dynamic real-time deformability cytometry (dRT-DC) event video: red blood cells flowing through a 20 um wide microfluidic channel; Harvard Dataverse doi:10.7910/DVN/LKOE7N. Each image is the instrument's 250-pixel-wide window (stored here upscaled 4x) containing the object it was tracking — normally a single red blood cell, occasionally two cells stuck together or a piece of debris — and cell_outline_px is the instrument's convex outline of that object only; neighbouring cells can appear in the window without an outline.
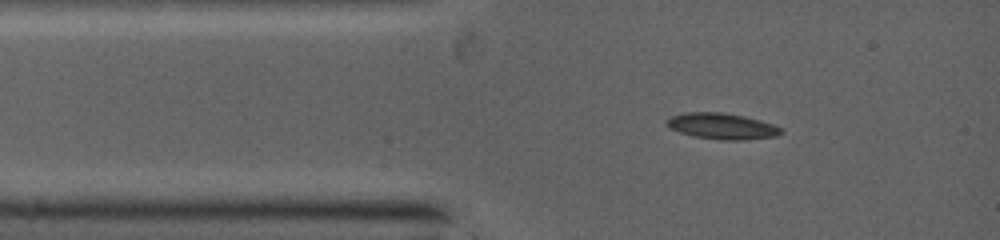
{"species": "common noctule bat (a hibernating species)", "species_latin": "Nyctalus noctula", "temperature_condition": "warm", "stored_images_in_passage": 2, "camera_frame_rate_fps": 5000, "um_per_image_px": 0.085, "animal": {"sex": "female", "body_mass_g": 19.0, "forearm_length_mm": 53.3}, "frame": {"image": 1, "passage_image": 1, "time_ms": 0.0, "image_size_px": [1000, 240], "cell_outline_px": [[780, 132], [772, 136], [736, 140], [720, 140], [696, 136], [680, 132], [672, 128], [668, 124], [668, 120], [672, 116], [688, 112], [720, 112], [740, 116], [772, 124], [780, 128]], "centroid_in_image_um": [61.31, 10.72], "position_along_channel_um": 23.7, "area_um2": 16.42}}
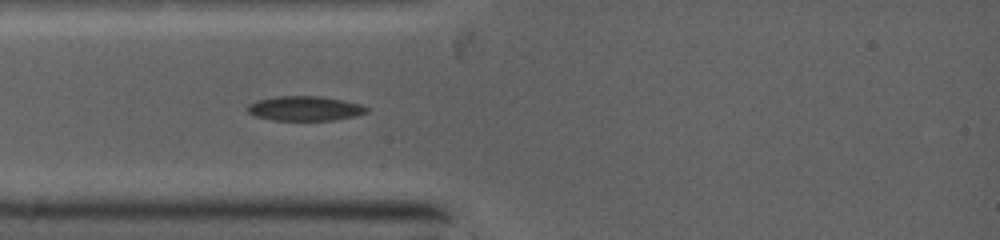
{"frame": {"image": 2, "passage_image": 2, "time_ms": 1.2, "image_size_px": [1000, 240], "cell_outline_px": [[368, 112], [352, 116], [332, 120], [272, 120], [256, 116], [248, 112], [248, 104], [260, 100], [276, 96], [320, 96], [360, 104], [368, 108]], "centroid_in_image_um": [25.9, 9.22], "position_along_channel_um": 59.1, "area_um2": 16.76}}